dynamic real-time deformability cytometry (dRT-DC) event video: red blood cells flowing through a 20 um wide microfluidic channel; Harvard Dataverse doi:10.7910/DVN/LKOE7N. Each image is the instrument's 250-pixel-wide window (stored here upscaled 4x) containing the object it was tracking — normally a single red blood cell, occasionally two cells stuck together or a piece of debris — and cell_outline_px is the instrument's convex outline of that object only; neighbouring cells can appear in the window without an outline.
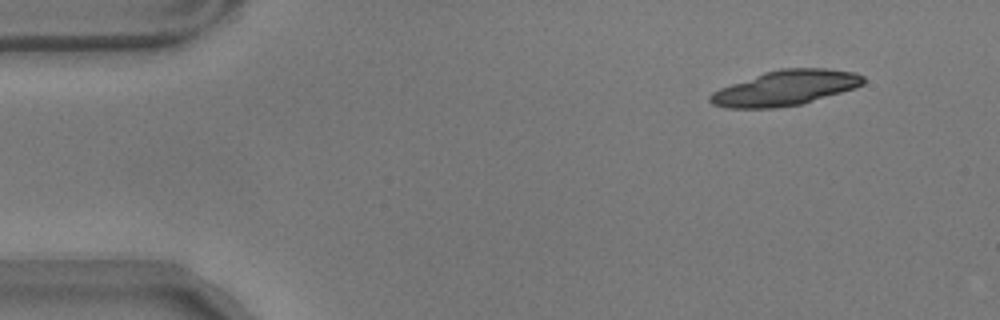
{"species": "common noctule bat (a hibernating species)", "species_latin": "Nyctalus noctula", "temperature_condition": "warm", "stored_images_in_passage": 22, "camera_frame_rate_fps": 3000, "um_per_image_px": 0.085, "animal": {"sex": "male", "body_mass_g": 17.9}, "frame": {"image": 1, "passage_image": 1, "time_ms": 0.0, "image_size_px": [1000, 320], "cell_outline_px": [[864, 84], [856, 88], [804, 104], [772, 108], [724, 108], [712, 104], [708, 100], [708, 96], [712, 92], [720, 88], [764, 72], [780, 68], [824, 68], [856, 72], [864, 76]], "centroid_in_image_um": [66.77, 7.48], "position_along_channel_um": 18.2, "area_um2": 31.62}}